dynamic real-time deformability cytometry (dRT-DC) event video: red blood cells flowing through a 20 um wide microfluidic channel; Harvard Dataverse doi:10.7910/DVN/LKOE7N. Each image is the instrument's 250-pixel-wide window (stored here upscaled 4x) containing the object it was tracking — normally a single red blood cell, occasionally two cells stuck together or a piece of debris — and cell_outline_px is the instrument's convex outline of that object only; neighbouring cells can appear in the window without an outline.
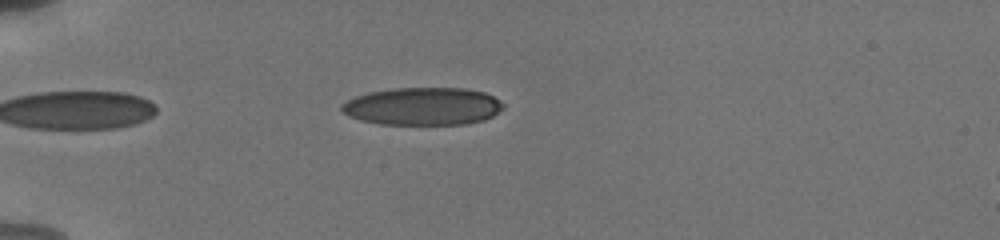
{"species": "human", "species_latin": "Homo sapiens", "temperature_condition": "cold", "stored_images_in_passage": 43, "camera_frame_rate_fps": 3000, "um_per_image_px": 0.085, "donor": {"sex": "male"}, "frame": {"image": 1, "passage_image": 5, "time_ms": 1.333, "image_size_px": [1000, 240], "cell_outline_px": [[504, 108], [492, 116], [484, 120], [468, 124], [380, 124], [360, 120], [348, 116], [340, 108], [340, 104], [356, 96], [368, 92], [392, 88], [464, 88], [484, 92], [500, 100], [504, 104]], "centroid_in_image_um": [35.93, 9.03], "position_along_channel_um": 49.1, "area_um2": 35.66}}
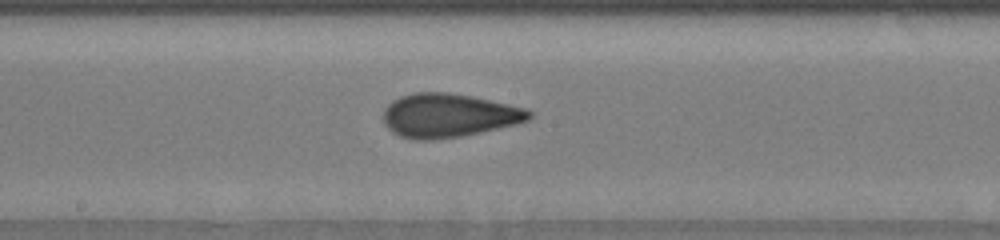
{"frame": {"image": 2, "passage_image": 20, "time_ms": 6.333, "image_size_px": [1000, 240], "cell_outline_px": [[532, 116], [528, 120], [480, 132], [460, 136], [432, 140], [416, 140], [400, 136], [392, 132], [384, 124], [384, 108], [392, 100], [400, 96], [416, 92], [448, 92], [472, 96], [524, 108], [532, 112]], "centroid_in_image_um": [38.07, 9.81], "position_along_channel_um": 210.1, "area_um2": 36.88}}
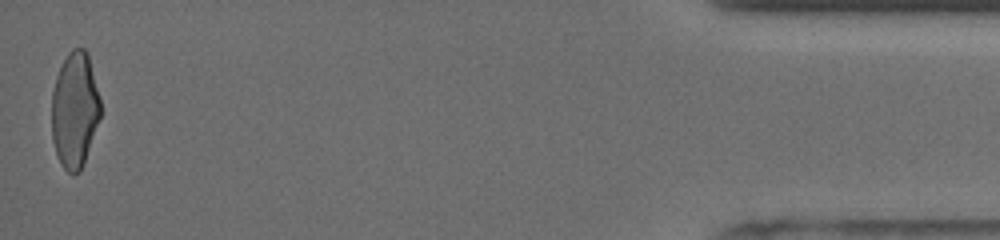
{"frame": {"image": 3, "passage_image": 43, "time_ms": 14.0, "image_size_px": [1000, 240], "cell_outline_px": [[100, 116], [80, 172], [72, 176], [60, 164], [52, 140], [52, 92], [56, 76], [68, 52], [72, 48], [84, 48], [88, 52], [100, 100]], "centroid_in_image_um": [6.34, 9.34], "position_along_channel_um": 428.9, "area_um2": 32.77}, "authors_computed_cell_mechanics": {"area_um2": 35.6626, "velocity_mm_per_s": 3.8281, "shape_relaxation_time_tau1_ms": 5.0744, "shape_relaxation_time_tau2_ms": 1.2229, "deformation_change_tau1": 0.1576, "deformation_change_tau2": 0.091}}